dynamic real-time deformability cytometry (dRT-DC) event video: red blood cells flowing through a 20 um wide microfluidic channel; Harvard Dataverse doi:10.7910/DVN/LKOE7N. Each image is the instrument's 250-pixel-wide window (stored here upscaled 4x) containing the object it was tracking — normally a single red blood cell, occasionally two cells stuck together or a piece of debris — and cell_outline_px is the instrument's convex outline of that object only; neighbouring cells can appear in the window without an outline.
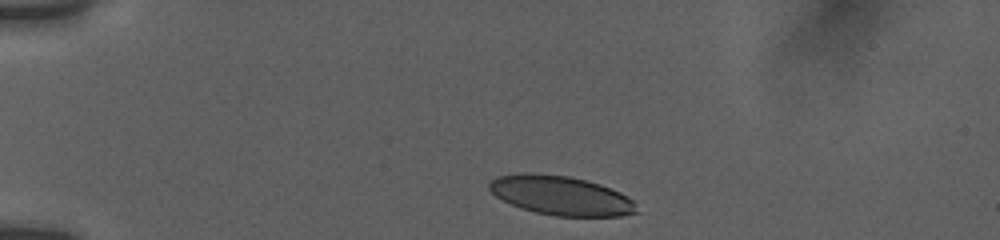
{"species": "human", "species_latin": "Homo sapiens", "temperature_condition": "room temperature", "stored_images_in_passage": 12, "camera_frame_rate_fps": 3000, "um_per_image_px": 0.085, "donor": {"sex": "female"}, "frame": {"image": 1, "passage_image": 1, "time_ms": 0.0, "image_size_px": [1000, 240], "cell_outline_px": [[640, 212], [620, 216], [556, 216], [536, 212], [520, 208], [496, 196], [488, 188], [488, 184], [496, 176], [520, 172], [532, 172], [568, 176], [600, 184], [620, 192], [632, 200]], "centroid_in_image_um": [47.66, 16.61], "position_along_channel_um": 37.3, "area_um2": 33.7}}
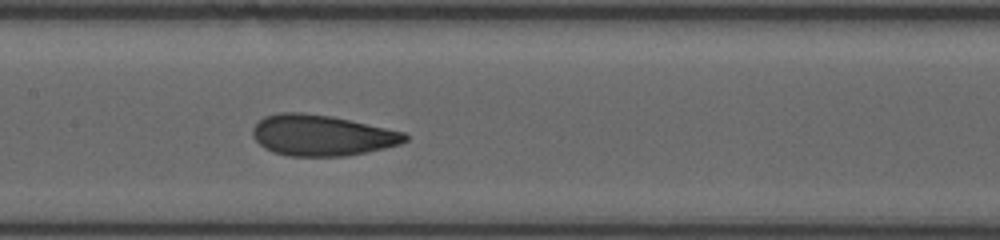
{"frame": {"image": 2, "passage_image": 9, "time_ms": 5.333, "image_size_px": [1000, 240], "cell_outline_px": [[408, 140], [400, 144], [384, 148], [344, 156], [288, 156], [272, 152], [264, 148], [252, 136], [252, 128], [264, 116], [280, 112], [300, 112], [332, 116], [404, 132], [408, 136]], "centroid_in_image_um": [27.32, 11.5], "position_along_channel_um": 180.1, "area_um2": 36.24}}
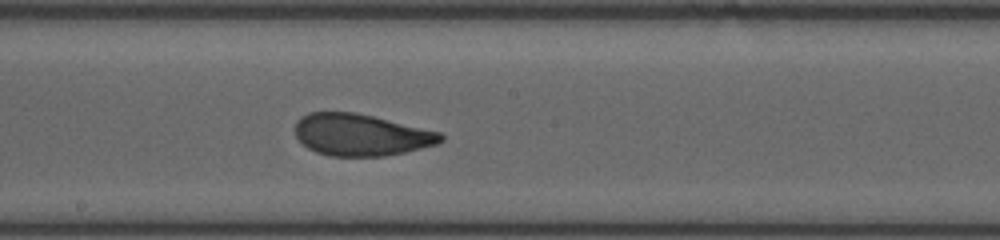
{"frame": {"image": 3, "passage_image": 12, "time_ms": 6.333, "image_size_px": [1000, 240], "cell_outline_px": [[444, 140], [436, 144], [404, 152], [384, 156], [332, 156], [316, 152], [308, 148], [296, 136], [296, 120], [300, 116], [308, 112], [356, 112], [440, 132], [444, 136]], "centroid_in_image_um": [30.66, 11.45], "position_along_channel_um": 217.5, "area_um2": 35.32}}